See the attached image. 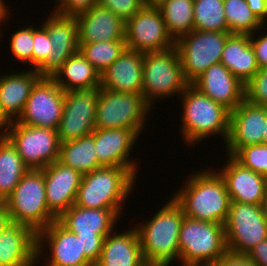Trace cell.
<instances>
[{"mask_svg": "<svg viewBox=\"0 0 267 266\" xmlns=\"http://www.w3.org/2000/svg\"><path fill=\"white\" fill-rule=\"evenodd\" d=\"M209 169L191 172L172 197L186 217L224 225L231 200L224 179L214 168Z\"/></svg>", "mask_w": 267, "mask_h": 266, "instance_id": "6da1fadb", "label": "cell"}, {"mask_svg": "<svg viewBox=\"0 0 267 266\" xmlns=\"http://www.w3.org/2000/svg\"><path fill=\"white\" fill-rule=\"evenodd\" d=\"M165 203L154 215L152 213V217H148L149 220L145 219L135 226L148 266H172L174 261L179 263L178 240L185 215L173 197Z\"/></svg>", "mask_w": 267, "mask_h": 266, "instance_id": "7a4b0ae2", "label": "cell"}, {"mask_svg": "<svg viewBox=\"0 0 267 266\" xmlns=\"http://www.w3.org/2000/svg\"><path fill=\"white\" fill-rule=\"evenodd\" d=\"M181 100V138L188 148L217 135L225 145L229 135L230 111L202 94L190 84L179 96ZM183 111V112H182ZM187 144V145H186ZM191 145V146H190Z\"/></svg>", "mask_w": 267, "mask_h": 266, "instance_id": "3957f363", "label": "cell"}, {"mask_svg": "<svg viewBox=\"0 0 267 266\" xmlns=\"http://www.w3.org/2000/svg\"><path fill=\"white\" fill-rule=\"evenodd\" d=\"M137 178L126 167L97 168L82 175L75 205L81 208L113 209L122 216L123 205L134 192Z\"/></svg>", "mask_w": 267, "mask_h": 266, "instance_id": "277c9868", "label": "cell"}, {"mask_svg": "<svg viewBox=\"0 0 267 266\" xmlns=\"http://www.w3.org/2000/svg\"><path fill=\"white\" fill-rule=\"evenodd\" d=\"M189 85L175 46L144 53L142 94L153 109L157 100L179 98Z\"/></svg>", "mask_w": 267, "mask_h": 266, "instance_id": "5b68a950", "label": "cell"}, {"mask_svg": "<svg viewBox=\"0 0 267 266\" xmlns=\"http://www.w3.org/2000/svg\"><path fill=\"white\" fill-rule=\"evenodd\" d=\"M4 203L13 223L26 225L36 234L57 220L47 207L43 170L29 169Z\"/></svg>", "mask_w": 267, "mask_h": 266, "instance_id": "8992f818", "label": "cell"}, {"mask_svg": "<svg viewBox=\"0 0 267 266\" xmlns=\"http://www.w3.org/2000/svg\"><path fill=\"white\" fill-rule=\"evenodd\" d=\"M153 108L145 101L143 94L124 93L100 89L96 108L95 128H128L139 136Z\"/></svg>", "mask_w": 267, "mask_h": 266, "instance_id": "52a82bcc", "label": "cell"}, {"mask_svg": "<svg viewBox=\"0 0 267 266\" xmlns=\"http://www.w3.org/2000/svg\"><path fill=\"white\" fill-rule=\"evenodd\" d=\"M178 241L180 266L217 262L228 250L223 224L186 216L181 223Z\"/></svg>", "mask_w": 267, "mask_h": 266, "instance_id": "ba28073f", "label": "cell"}, {"mask_svg": "<svg viewBox=\"0 0 267 266\" xmlns=\"http://www.w3.org/2000/svg\"><path fill=\"white\" fill-rule=\"evenodd\" d=\"M232 33L192 30L175 41L182 70L192 84L211 65L220 63L224 45Z\"/></svg>", "mask_w": 267, "mask_h": 266, "instance_id": "9c48e42d", "label": "cell"}, {"mask_svg": "<svg viewBox=\"0 0 267 266\" xmlns=\"http://www.w3.org/2000/svg\"><path fill=\"white\" fill-rule=\"evenodd\" d=\"M28 169L42 170L58 161L60 140L57 130L9 122L6 135Z\"/></svg>", "mask_w": 267, "mask_h": 266, "instance_id": "30bf717a", "label": "cell"}, {"mask_svg": "<svg viewBox=\"0 0 267 266\" xmlns=\"http://www.w3.org/2000/svg\"><path fill=\"white\" fill-rule=\"evenodd\" d=\"M228 251L247 254L267 239V221L261 205L231 201L224 224Z\"/></svg>", "mask_w": 267, "mask_h": 266, "instance_id": "8fae6325", "label": "cell"}, {"mask_svg": "<svg viewBox=\"0 0 267 266\" xmlns=\"http://www.w3.org/2000/svg\"><path fill=\"white\" fill-rule=\"evenodd\" d=\"M101 87L66 91L57 134L61 143L90 135L95 129L96 108Z\"/></svg>", "mask_w": 267, "mask_h": 266, "instance_id": "7c38bea8", "label": "cell"}, {"mask_svg": "<svg viewBox=\"0 0 267 266\" xmlns=\"http://www.w3.org/2000/svg\"><path fill=\"white\" fill-rule=\"evenodd\" d=\"M64 95L52 77L42 76L33 86L16 122L57 130L63 115Z\"/></svg>", "mask_w": 267, "mask_h": 266, "instance_id": "4fadbf2b", "label": "cell"}, {"mask_svg": "<svg viewBox=\"0 0 267 266\" xmlns=\"http://www.w3.org/2000/svg\"><path fill=\"white\" fill-rule=\"evenodd\" d=\"M125 42L127 49L143 53L163 51L175 45L160 9L153 6H144L126 22Z\"/></svg>", "mask_w": 267, "mask_h": 266, "instance_id": "5bb4252c", "label": "cell"}, {"mask_svg": "<svg viewBox=\"0 0 267 266\" xmlns=\"http://www.w3.org/2000/svg\"><path fill=\"white\" fill-rule=\"evenodd\" d=\"M36 251L37 264L42 258L46 266H93L81 251L80 240L76 234L67 230L57 220L37 233Z\"/></svg>", "mask_w": 267, "mask_h": 266, "instance_id": "9a60e30c", "label": "cell"}, {"mask_svg": "<svg viewBox=\"0 0 267 266\" xmlns=\"http://www.w3.org/2000/svg\"><path fill=\"white\" fill-rule=\"evenodd\" d=\"M266 120L267 107L244 99L230 112L225 154L232 156L241 147L263 144Z\"/></svg>", "mask_w": 267, "mask_h": 266, "instance_id": "2e32d148", "label": "cell"}, {"mask_svg": "<svg viewBox=\"0 0 267 266\" xmlns=\"http://www.w3.org/2000/svg\"><path fill=\"white\" fill-rule=\"evenodd\" d=\"M49 14L42 25L48 31L53 50L37 71L42 76L51 77L71 55L79 51V35L76 17Z\"/></svg>", "mask_w": 267, "mask_h": 266, "instance_id": "e0dca14e", "label": "cell"}, {"mask_svg": "<svg viewBox=\"0 0 267 266\" xmlns=\"http://www.w3.org/2000/svg\"><path fill=\"white\" fill-rule=\"evenodd\" d=\"M94 137L98 163L104 166L126 167L139 174L137 159L131 157V152L138 144L139 135L128 128L97 129L91 133ZM130 155V156H129ZM137 161V162H136Z\"/></svg>", "mask_w": 267, "mask_h": 266, "instance_id": "ac0fdd59", "label": "cell"}, {"mask_svg": "<svg viewBox=\"0 0 267 266\" xmlns=\"http://www.w3.org/2000/svg\"><path fill=\"white\" fill-rule=\"evenodd\" d=\"M225 165L215 169L224 179L231 201L261 205L267 186V177L244 167L225 154Z\"/></svg>", "mask_w": 267, "mask_h": 266, "instance_id": "d6986e66", "label": "cell"}, {"mask_svg": "<svg viewBox=\"0 0 267 266\" xmlns=\"http://www.w3.org/2000/svg\"><path fill=\"white\" fill-rule=\"evenodd\" d=\"M42 170L47 207L58 218L75 204L82 175L58 161Z\"/></svg>", "mask_w": 267, "mask_h": 266, "instance_id": "ffe728a7", "label": "cell"}, {"mask_svg": "<svg viewBox=\"0 0 267 266\" xmlns=\"http://www.w3.org/2000/svg\"><path fill=\"white\" fill-rule=\"evenodd\" d=\"M192 85L230 112L245 99V85L222 63L211 65Z\"/></svg>", "mask_w": 267, "mask_h": 266, "instance_id": "44dd1931", "label": "cell"}, {"mask_svg": "<svg viewBox=\"0 0 267 266\" xmlns=\"http://www.w3.org/2000/svg\"><path fill=\"white\" fill-rule=\"evenodd\" d=\"M144 53L125 51L101 73V88L116 92L142 94Z\"/></svg>", "mask_w": 267, "mask_h": 266, "instance_id": "7402d4cb", "label": "cell"}, {"mask_svg": "<svg viewBox=\"0 0 267 266\" xmlns=\"http://www.w3.org/2000/svg\"><path fill=\"white\" fill-rule=\"evenodd\" d=\"M12 71L0 74V112L8 122L19 118L33 86L42 77L37 70L28 68Z\"/></svg>", "mask_w": 267, "mask_h": 266, "instance_id": "603a6c76", "label": "cell"}, {"mask_svg": "<svg viewBox=\"0 0 267 266\" xmlns=\"http://www.w3.org/2000/svg\"><path fill=\"white\" fill-rule=\"evenodd\" d=\"M36 249L37 234L12 222L0 233V266H37Z\"/></svg>", "mask_w": 267, "mask_h": 266, "instance_id": "cb8c5ba5", "label": "cell"}, {"mask_svg": "<svg viewBox=\"0 0 267 266\" xmlns=\"http://www.w3.org/2000/svg\"><path fill=\"white\" fill-rule=\"evenodd\" d=\"M79 43L125 40V22L112 11L100 6L76 16Z\"/></svg>", "mask_w": 267, "mask_h": 266, "instance_id": "d4e9b609", "label": "cell"}, {"mask_svg": "<svg viewBox=\"0 0 267 266\" xmlns=\"http://www.w3.org/2000/svg\"><path fill=\"white\" fill-rule=\"evenodd\" d=\"M120 217L113 209L81 208L74 204L57 221L76 235H108L117 229Z\"/></svg>", "mask_w": 267, "mask_h": 266, "instance_id": "484cf974", "label": "cell"}, {"mask_svg": "<svg viewBox=\"0 0 267 266\" xmlns=\"http://www.w3.org/2000/svg\"><path fill=\"white\" fill-rule=\"evenodd\" d=\"M95 266H148L144 260L136 227L114 230L103 243L101 257Z\"/></svg>", "mask_w": 267, "mask_h": 266, "instance_id": "4316f807", "label": "cell"}, {"mask_svg": "<svg viewBox=\"0 0 267 266\" xmlns=\"http://www.w3.org/2000/svg\"><path fill=\"white\" fill-rule=\"evenodd\" d=\"M220 63L246 85L259 70L250 35L231 34L224 45Z\"/></svg>", "mask_w": 267, "mask_h": 266, "instance_id": "83f0119b", "label": "cell"}, {"mask_svg": "<svg viewBox=\"0 0 267 266\" xmlns=\"http://www.w3.org/2000/svg\"><path fill=\"white\" fill-rule=\"evenodd\" d=\"M64 91L101 86V75L80 51L71 55L51 76Z\"/></svg>", "mask_w": 267, "mask_h": 266, "instance_id": "f1b7e54d", "label": "cell"}, {"mask_svg": "<svg viewBox=\"0 0 267 266\" xmlns=\"http://www.w3.org/2000/svg\"><path fill=\"white\" fill-rule=\"evenodd\" d=\"M58 162L77 170L81 175L102 167L98 163L94 137L91 134L61 143Z\"/></svg>", "mask_w": 267, "mask_h": 266, "instance_id": "f546056e", "label": "cell"}, {"mask_svg": "<svg viewBox=\"0 0 267 266\" xmlns=\"http://www.w3.org/2000/svg\"><path fill=\"white\" fill-rule=\"evenodd\" d=\"M29 169L24 165L17 149L4 136L0 138V201L4 202Z\"/></svg>", "mask_w": 267, "mask_h": 266, "instance_id": "4dcf8cb0", "label": "cell"}, {"mask_svg": "<svg viewBox=\"0 0 267 266\" xmlns=\"http://www.w3.org/2000/svg\"><path fill=\"white\" fill-rule=\"evenodd\" d=\"M193 3L194 0H165L158 6L168 33L175 41L194 30Z\"/></svg>", "mask_w": 267, "mask_h": 266, "instance_id": "1f68e13d", "label": "cell"}, {"mask_svg": "<svg viewBox=\"0 0 267 266\" xmlns=\"http://www.w3.org/2000/svg\"><path fill=\"white\" fill-rule=\"evenodd\" d=\"M194 30L229 31L225 17L224 0H194Z\"/></svg>", "mask_w": 267, "mask_h": 266, "instance_id": "d6a6232c", "label": "cell"}, {"mask_svg": "<svg viewBox=\"0 0 267 266\" xmlns=\"http://www.w3.org/2000/svg\"><path fill=\"white\" fill-rule=\"evenodd\" d=\"M225 17L232 34H253L265 26L251 11L245 0H224Z\"/></svg>", "mask_w": 267, "mask_h": 266, "instance_id": "836d02e7", "label": "cell"}, {"mask_svg": "<svg viewBox=\"0 0 267 266\" xmlns=\"http://www.w3.org/2000/svg\"><path fill=\"white\" fill-rule=\"evenodd\" d=\"M126 48L125 40L79 43V51L100 75Z\"/></svg>", "mask_w": 267, "mask_h": 266, "instance_id": "e575fe53", "label": "cell"}, {"mask_svg": "<svg viewBox=\"0 0 267 266\" xmlns=\"http://www.w3.org/2000/svg\"><path fill=\"white\" fill-rule=\"evenodd\" d=\"M20 29V30H19ZM9 37V50L12 54L13 60L21 62L22 64L30 65L32 69V51H33V26L19 28Z\"/></svg>", "mask_w": 267, "mask_h": 266, "instance_id": "d590c367", "label": "cell"}, {"mask_svg": "<svg viewBox=\"0 0 267 266\" xmlns=\"http://www.w3.org/2000/svg\"><path fill=\"white\" fill-rule=\"evenodd\" d=\"M232 157L244 167L267 177V145L254 144L241 147Z\"/></svg>", "mask_w": 267, "mask_h": 266, "instance_id": "8d00e7d4", "label": "cell"}, {"mask_svg": "<svg viewBox=\"0 0 267 266\" xmlns=\"http://www.w3.org/2000/svg\"><path fill=\"white\" fill-rule=\"evenodd\" d=\"M38 25L35 28L33 24L32 70H38L53 50L47 29L41 23Z\"/></svg>", "mask_w": 267, "mask_h": 266, "instance_id": "74e56055", "label": "cell"}, {"mask_svg": "<svg viewBox=\"0 0 267 266\" xmlns=\"http://www.w3.org/2000/svg\"><path fill=\"white\" fill-rule=\"evenodd\" d=\"M245 99L250 103L267 107V68L259 69L245 85Z\"/></svg>", "mask_w": 267, "mask_h": 266, "instance_id": "f35d334b", "label": "cell"}, {"mask_svg": "<svg viewBox=\"0 0 267 266\" xmlns=\"http://www.w3.org/2000/svg\"><path fill=\"white\" fill-rule=\"evenodd\" d=\"M98 4L112 11L125 23L144 7L142 0H99Z\"/></svg>", "mask_w": 267, "mask_h": 266, "instance_id": "ab89813d", "label": "cell"}, {"mask_svg": "<svg viewBox=\"0 0 267 266\" xmlns=\"http://www.w3.org/2000/svg\"><path fill=\"white\" fill-rule=\"evenodd\" d=\"M99 0H55L52 12L61 16L76 17L97 5Z\"/></svg>", "mask_w": 267, "mask_h": 266, "instance_id": "60d3db41", "label": "cell"}, {"mask_svg": "<svg viewBox=\"0 0 267 266\" xmlns=\"http://www.w3.org/2000/svg\"><path fill=\"white\" fill-rule=\"evenodd\" d=\"M80 240L81 251L85 258L95 266L102 253L104 239L107 235H76Z\"/></svg>", "mask_w": 267, "mask_h": 266, "instance_id": "b9f144b4", "label": "cell"}, {"mask_svg": "<svg viewBox=\"0 0 267 266\" xmlns=\"http://www.w3.org/2000/svg\"><path fill=\"white\" fill-rule=\"evenodd\" d=\"M266 29L267 28L265 25L261 29L255 31L253 34H250V43L254 49L256 62L259 69L267 68V34L263 33V31ZM261 32L262 34H260Z\"/></svg>", "mask_w": 267, "mask_h": 266, "instance_id": "7bdbcfd3", "label": "cell"}, {"mask_svg": "<svg viewBox=\"0 0 267 266\" xmlns=\"http://www.w3.org/2000/svg\"><path fill=\"white\" fill-rule=\"evenodd\" d=\"M220 266H258L247 254L226 251L218 260Z\"/></svg>", "mask_w": 267, "mask_h": 266, "instance_id": "ee69618b", "label": "cell"}, {"mask_svg": "<svg viewBox=\"0 0 267 266\" xmlns=\"http://www.w3.org/2000/svg\"><path fill=\"white\" fill-rule=\"evenodd\" d=\"M247 255L258 266H267V239L260 241Z\"/></svg>", "mask_w": 267, "mask_h": 266, "instance_id": "f6af8a7d", "label": "cell"}, {"mask_svg": "<svg viewBox=\"0 0 267 266\" xmlns=\"http://www.w3.org/2000/svg\"><path fill=\"white\" fill-rule=\"evenodd\" d=\"M256 17L267 26V5L264 0H245Z\"/></svg>", "mask_w": 267, "mask_h": 266, "instance_id": "bcb514c9", "label": "cell"}, {"mask_svg": "<svg viewBox=\"0 0 267 266\" xmlns=\"http://www.w3.org/2000/svg\"><path fill=\"white\" fill-rule=\"evenodd\" d=\"M8 5V2H6V0H5V2H4V0H0V38L2 39V34H3V28L4 27H2L3 26V24L6 26V22L7 21H9V19H10V16L11 15H13V14H11V10H9V6H7ZM9 16V17H8ZM6 20V21H5ZM3 23V24H2ZM2 27V28H1ZM1 39H0V43L2 42L1 41Z\"/></svg>", "mask_w": 267, "mask_h": 266, "instance_id": "7dc6e473", "label": "cell"}, {"mask_svg": "<svg viewBox=\"0 0 267 266\" xmlns=\"http://www.w3.org/2000/svg\"><path fill=\"white\" fill-rule=\"evenodd\" d=\"M12 223L10 214L4 202L0 201V233Z\"/></svg>", "mask_w": 267, "mask_h": 266, "instance_id": "c3c4849f", "label": "cell"}, {"mask_svg": "<svg viewBox=\"0 0 267 266\" xmlns=\"http://www.w3.org/2000/svg\"><path fill=\"white\" fill-rule=\"evenodd\" d=\"M8 125H9V122L5 119V117L0 112V138L6 135Z\"/></svg>", "mask_w": 267, "mask_h": 266, "instance_id": "681fc988", "label": "cell"}, {"mask_svg": "<svg viewBox=\"0 0 267 266\" xmlns=\"http://www.w3.org/2000/svg\"><path fill=\"white\" fill-rule=\"evenodd\" d=\"M261 209H262L263 215L267 221V186H266L265 194H264L262 202H261Z\"/></svg>", "mask_w": 267, "mask_h": 266, "instance_id": "f907efd6", "label": "cell"}, {"mask_svg": "<svg viewBox=\"0 0 267 266\" xmlns=\"http://www.w3.org/2000/svg\"><path fill=\"white\" fill-rule=\"evenodd\" d=\"M165 0H142L144 6L158 7Z\"/></svg>", "mask_w": 267, "mask_h": 266, "instance_id": "816d5d0a", "label": "cell"}, {"mask_svg": "<svg viewBox=\"0 0 267 266\" xmlns=\"http://www.w3.org/2000/svg\"><path fill=\"white\" fill-rule=\"evenodd\" d=\"M187 266H220L219 262L195 263Z\"/></svg>", "mask_w": 267, "mask_h": 266, "instance_id": "f5cc1de1", "label": "cell"}, {"mask_svg": "<svg viewBox=\"0 0 267 266\" xmlns=\"http://www.w3.org/2000/svg\"><path fill=\"white\" fill-rule=\"evenodd\" d=\"M263 144L267 145V120H266V128H265V134L263 138Z\"/></svg>", "mask_w": 267, "mask_h": 266, "instance_id": "db71d44e", "label": "cell"}]
</instances>
